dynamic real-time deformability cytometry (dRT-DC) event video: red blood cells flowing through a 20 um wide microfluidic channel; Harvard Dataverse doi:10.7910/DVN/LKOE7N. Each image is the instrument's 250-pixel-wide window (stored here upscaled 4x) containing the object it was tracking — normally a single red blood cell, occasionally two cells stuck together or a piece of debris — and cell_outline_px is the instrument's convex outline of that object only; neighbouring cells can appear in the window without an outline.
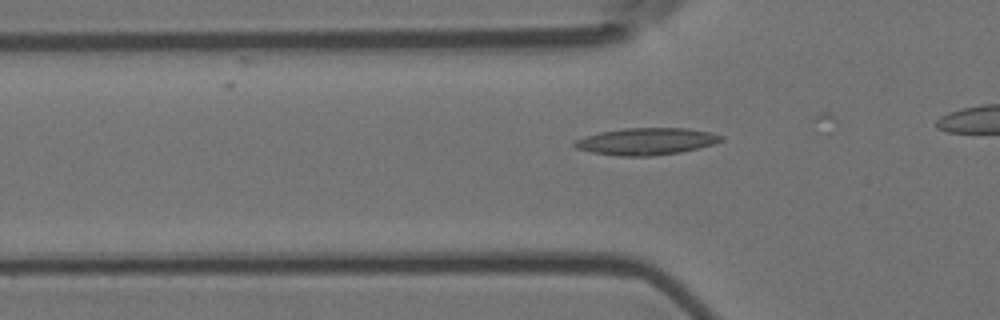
{"species": "Egyptian fruit bat (a non-hibernating species)", "species_latin": "Rousettus aegyptiacus", "temperature_condition": "room temperature", "stored_images_in_passage": 11, "camera_frame_rate_fps": 3000, "um_per_image_px": 0.085, "animal": {"sex": "female"}, "frame": {"image": 1, "passage_image": 8, "time_ms": 2.333, "image_size_px": [1000, 320], "cell_outline_px": [[724, 140], [700, 148], [680, 152], [648, 156], [620, 156], [592, 152], [576, 148], [572, 144], [576, 140], [584, 136], [600, 132], [624, 128], [688, 128], [712, 132], [724, 136]], "centroid_in_image_um": [54.96, 12.01], "position_along_channel_um": 70.8, "area_um2": 23.06}}